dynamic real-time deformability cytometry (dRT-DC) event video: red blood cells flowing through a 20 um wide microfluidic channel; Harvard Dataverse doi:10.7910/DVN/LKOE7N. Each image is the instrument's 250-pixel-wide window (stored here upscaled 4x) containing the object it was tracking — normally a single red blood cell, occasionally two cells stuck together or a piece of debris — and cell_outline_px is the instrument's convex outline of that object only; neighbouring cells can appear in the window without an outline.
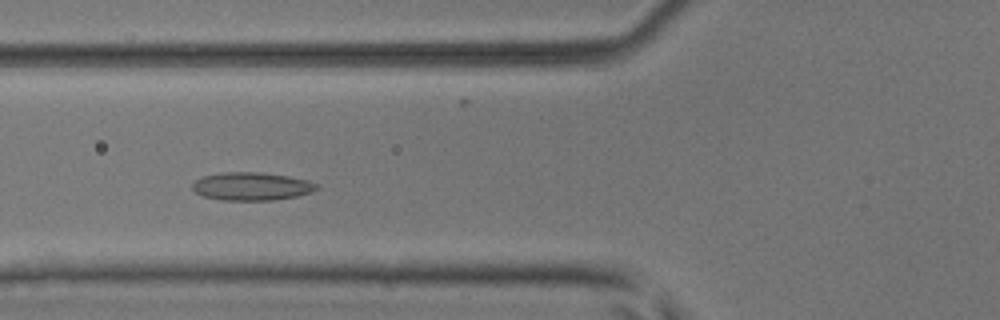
{"species": "common noctule bat (a hibernating species)", "species_latin": "Nyctalus noctula", "temperature_condition": "room temperature", "stored_images_in_passage": 47, "camera_frame_rate_fps": 3000, "um_per_image_px": 0.085, "animal": {"sex": "male", "body_mass_g": 17.9, "forearm_length_mm": 54.2}, "frame": {"image": 1, "passage_image": 16, "time_ms": 5.0, "image_size_px": [1000, 320], "cell_outline_px": [[320, 188], [312, 192], [296, 196], [272, 200], [220, 200], [204, 196], [196, 192], [192, 188], [192, 184], [200, 176], [220, 172], [260, 172], [288, 176], [308, 180], [320, 184]], "centroid_in_image_um": [21.4, 15.83], "position_along_channel_um": 104.4, "area_um2": 20.52}}
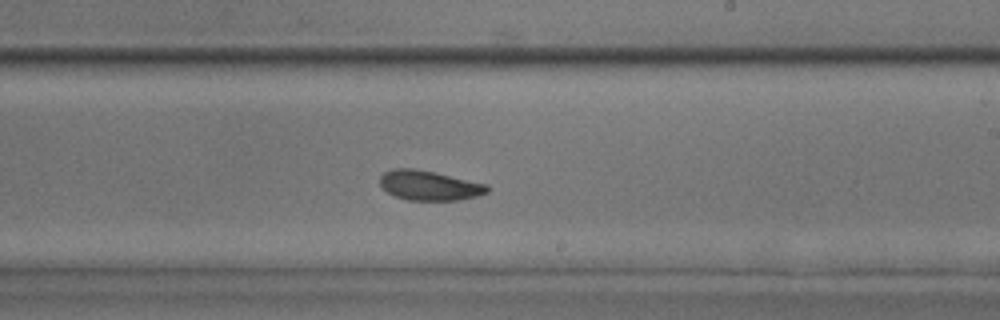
{"frame": {"image": 2, "passage_image": 27, "time_ms": 8.667, "image_size_px": [1000, 320], "cell_outline_px": [[492, 188], [488, 192], [476, 196], [460, 200], [408, 200], [396, 196], [388, 192], [380, 184], [380, 176], [384, 172], [392, 168], [416, 168], [488, 184]], "centroid_in_image_um": [36.52, 15.75], "position_along_channel_um": 252.5, "area_um2": 18.67}}
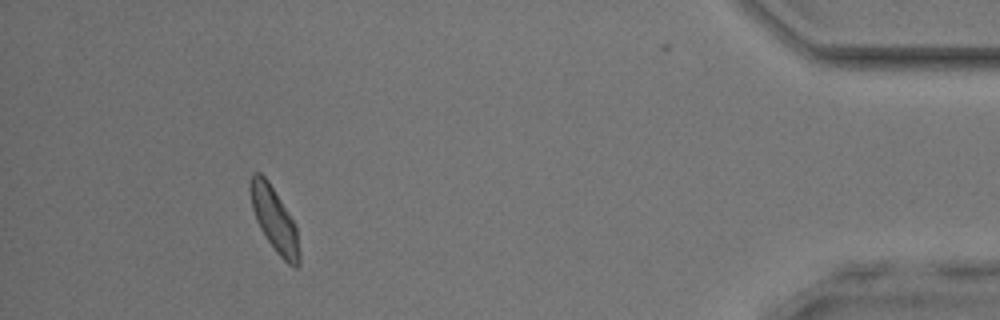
{"frame": {"image": 3, "passage_image": 43, "time_ms": 14.0, "image_size_px": [1000, 320], "cell_outline_px": [[300, 264], [296, 268], [288, 264], [276, 252], [260, 228], [256, 220], [252, 208], [248, 188], [252, 172], [260, 172], [268, 180], [296, 224], [300, 252]], "centroid_in_image_um": [23.32, 18.65], "position_along_channel_um": 411.9, "area_um2": 18.5}, "authors_computed_cell_mechanics": {"area_um2": 18.785, "velocity_mm_per_s": 4.0566, "shape_relaxation_time_tau1_ms": null, "shape_relaxation_time_tau2_ms": 1.6176, "deformation_change_tau1": null, "deformation_change_tau2": 0.0722}}